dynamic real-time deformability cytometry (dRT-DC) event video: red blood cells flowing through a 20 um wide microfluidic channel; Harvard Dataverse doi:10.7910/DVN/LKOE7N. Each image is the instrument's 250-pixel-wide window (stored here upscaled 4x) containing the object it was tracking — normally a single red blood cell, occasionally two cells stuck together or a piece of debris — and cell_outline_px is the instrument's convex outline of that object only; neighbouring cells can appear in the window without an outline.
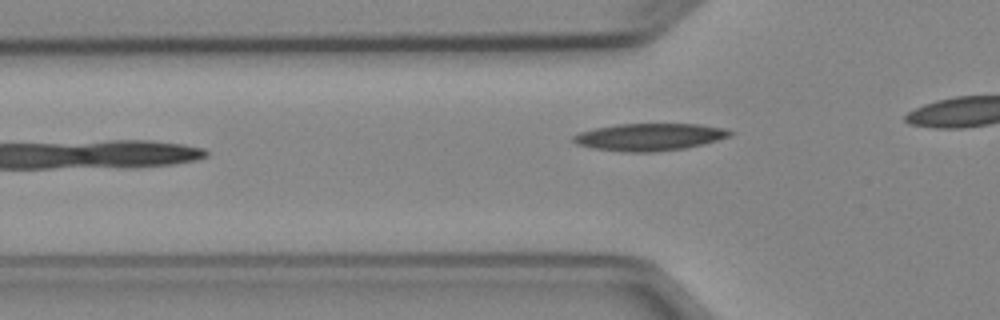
{"species": "Egyptian fruit bat (a non-hibernating species)", "species_latin": "Rousettus aegyptiacus", "temperature_condition": "cold", "stored_images_in_passage": 8, "camera_frame_rate_fps": 3000, "um_per_image_px": 0.085, "animal": {"sex": "female"}, "frame": {"image": 1, "passage_image": 6, "time_ms": 5.667, "image_size_px": [1000, 320], "cell_outline_px": [[732, 136], [704, 144], [684, 148], [656, 152], [624, 152], [592, 148], [576, 144], [572, 140], [572, 136], [580, 132], [596, 128], [616, 124], [696, 124], [724, 128], [732, 132]], "centroid_in_image_um": [55.2, 11.65], "position_along_channel_um": 70.6, "area_um2": 24.91}}